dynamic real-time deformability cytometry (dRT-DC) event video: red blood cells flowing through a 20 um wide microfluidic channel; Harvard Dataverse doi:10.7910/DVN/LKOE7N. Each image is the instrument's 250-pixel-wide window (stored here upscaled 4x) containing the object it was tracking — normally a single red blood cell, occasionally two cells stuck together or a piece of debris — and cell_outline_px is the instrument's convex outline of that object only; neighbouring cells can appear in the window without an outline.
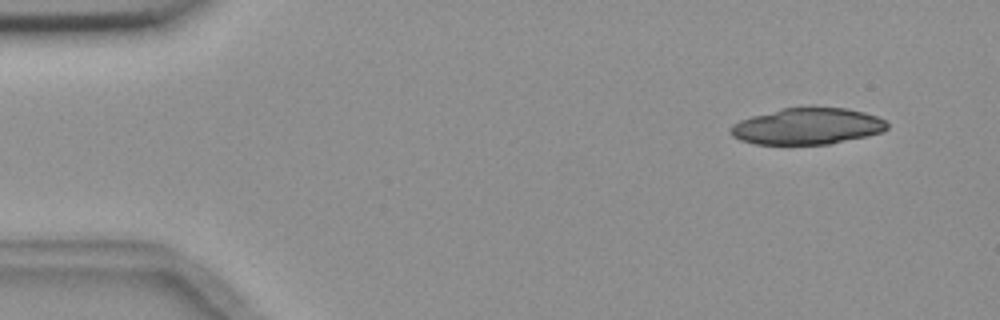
{"species": "common noctule bat (a hibernating species)", "species_latin": "Nyctalus noctula", "temperature_condition": "room temperature", "stored_images_in_passage": 3, "camera_frame_rate_fps": 3000, "um_per_image_px": 0.085, "animal": {"sex": "female", "body_mass_g": 18.4}, "frame": {"image": 1, "passage_image": 1, "time_ms": 0.0, "image_size_px": [1000, 320], "cell_outline_px": [[888, 128], [884, 132], [868, 136], [828, 144], [756, 144], [740, 140], [732, 136], [732, 124], [740, 120], [752, 116], [780, 108], [848, 108], [864, 112], [876, 116], [884, 120], [888, 124]], "centroid_in_image_um": [68.65, 10.74], "position_along_channel_um": 16.3, "area_um2": 33.06}}